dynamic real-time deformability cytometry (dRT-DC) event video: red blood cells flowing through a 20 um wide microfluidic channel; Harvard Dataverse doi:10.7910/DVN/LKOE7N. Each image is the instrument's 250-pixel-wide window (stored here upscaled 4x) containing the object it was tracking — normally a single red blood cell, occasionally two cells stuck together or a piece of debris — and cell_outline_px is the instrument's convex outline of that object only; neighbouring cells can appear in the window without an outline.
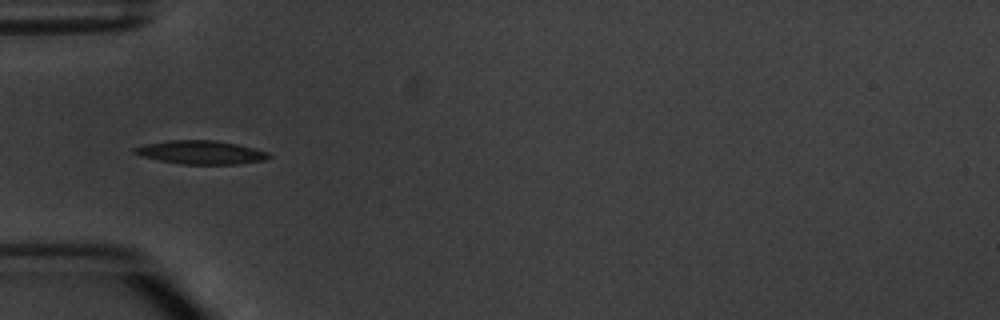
{"species": "common noctule bat (a hibernating species)", "species_latin": "Nyctalus noctula", "temperature_condition": "warm", "stored_images_in_passage": 8, "camera_frame_rate_fps": 3000, "um_per_image_px": 0.085, "animal": {"sex": "male", "body_mass_g": 20.1, "forearm_length_mm": 53.5}, "frame": {"image": 1, "passage_image": 5, "time_ms": 4.667, "image_size_px": [1000, 320], "cell_outline_px": [[272, 156], [264, 160], [240, 164], [180, 164], [160, 160], [144, 156], [132, 152], [132, 148], [148, 144], [168, 140], [216, 140], [236, 144], [268, 152]], "centroid_in_image_um": [17.1, 12.95], "position_along_channel_um": 67.9, "area_um2": 18.21}}
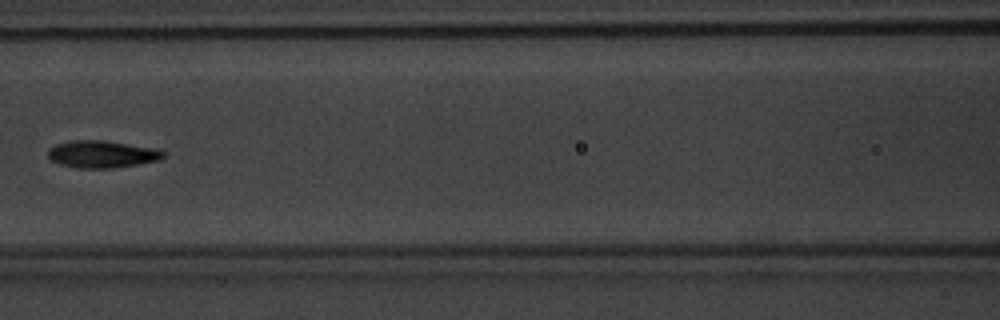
{"frame": {"image": 2, "passage_image": 7, "time_ms": 7.0, "image_size_px": [1000, 320], "cell_outline_px": [[164, 156], [160, 160], [112, 168], [76, 168], [60, 164], [52, 160], [48, 156], [48, 148], [56, 144], [72, 140], [104, 140], [156, 148], [164, 152]], "centroid_in_image_um": [8.65, 13.1], "position_along_channel_um": 157.9, "area_um2": 18.26}}
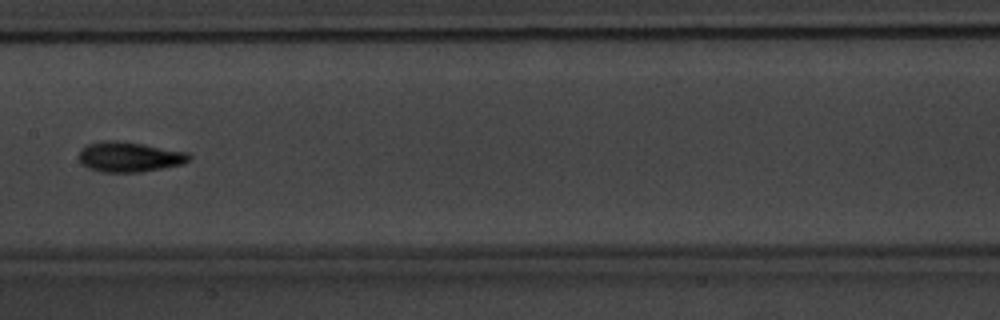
{"frame": {"image": 3, "passage_image": 8, "time_ms": 8.0, "image_size_px": [1000, 320], "cell_outline_px": [[192, 156], [184, 164], [140, 172], [104, 172], [88, 168], [80, 164], [80, 152], [88, 144], [108, 140], [116, 140], [144, 144], [188, 152]], "centroid_in_image_um": [11.02, 13.34], "position_along_channel_um": 196.4, "area_um2": 19.25}}